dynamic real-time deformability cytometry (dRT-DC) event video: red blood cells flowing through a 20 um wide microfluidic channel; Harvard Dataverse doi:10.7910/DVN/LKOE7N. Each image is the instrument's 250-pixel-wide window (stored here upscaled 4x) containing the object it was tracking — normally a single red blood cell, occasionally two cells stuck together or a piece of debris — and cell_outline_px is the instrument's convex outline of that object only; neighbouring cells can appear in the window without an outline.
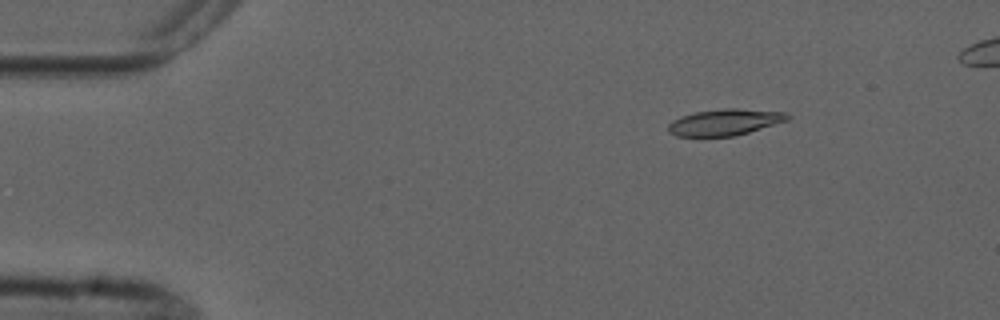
{"species": "common noctule bat (a hibernating species)", "species_latin": "Nyctalus noctula", "temperature_condition": "cold", "stored_images_in_passage": 8, "camera_frame_rate_fps": 3000, "um_per_image_px": 0.085, "animal": {"sex": "male", "forearm_length_mm": 52.5}, "frame": {"image": 1, "passage_image": 2, "time_ms": 1.667, "image_size_px": [1000, 320], "cell_outline_px": [[792, 116], [788, 120], [748, 132], [732, 136], [676, 136], [668, 132], [668, 124], [672, 120], [680, 116], [696, 112], [724, 108], [736, 108], [788, 112]], "centroid_in_image_um": [61.61, 10.37], "position_along_channel_um": 23.4, "area_um2": 18.32}}
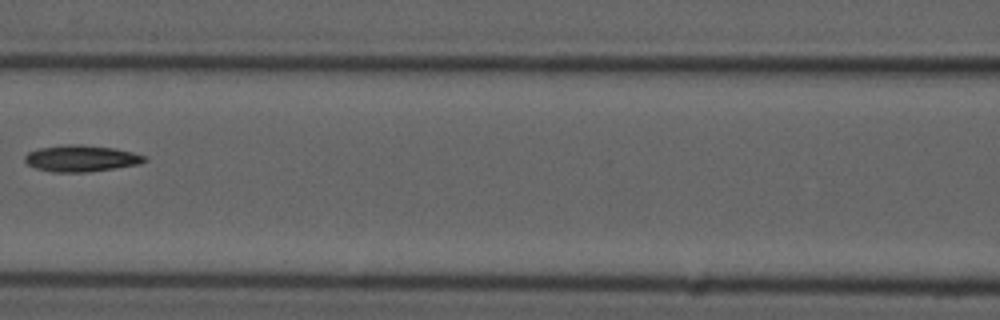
{"frame": {"image": 2, "passage_image": 7, "time_ms": 7.333, "image_size_px": [1000, 320], "cell_outline_px": [[148, 160], [140, 164], [88, 172], [52, 172], [36, 168], [28, 164], [24, 160], [24, 156], [28, 152], [40, 148], [64, 144], [80, 144], [112, 148], [132, 152], [144, 156]], "centroid_in_image_um": [6.88, 13.46], "position_along_channel_um": 159.7, "area_um2": 18.38}}
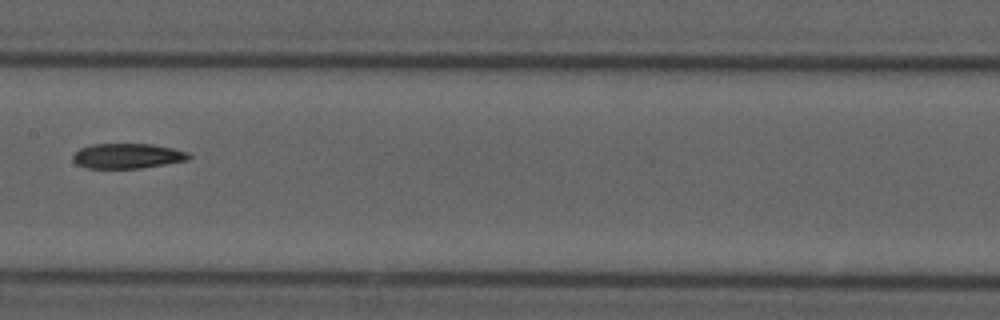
{"frame": {"image": 3, "passage_image": 8, "time_ms": 8.333, "image_size_px": [1000, 320], "cell_outline_px": [[192, 156], [188, 160], [140, 168], [88, 168], [76, 164], [72, 160], [72, 156], [80, 148], [92, 144], [152, 144], [172, 148], [188, 152]], "centroid_in_image_um": [10.82, 13.25], "position_along_channel_um": 196.6, "area_um2": 16.88}}